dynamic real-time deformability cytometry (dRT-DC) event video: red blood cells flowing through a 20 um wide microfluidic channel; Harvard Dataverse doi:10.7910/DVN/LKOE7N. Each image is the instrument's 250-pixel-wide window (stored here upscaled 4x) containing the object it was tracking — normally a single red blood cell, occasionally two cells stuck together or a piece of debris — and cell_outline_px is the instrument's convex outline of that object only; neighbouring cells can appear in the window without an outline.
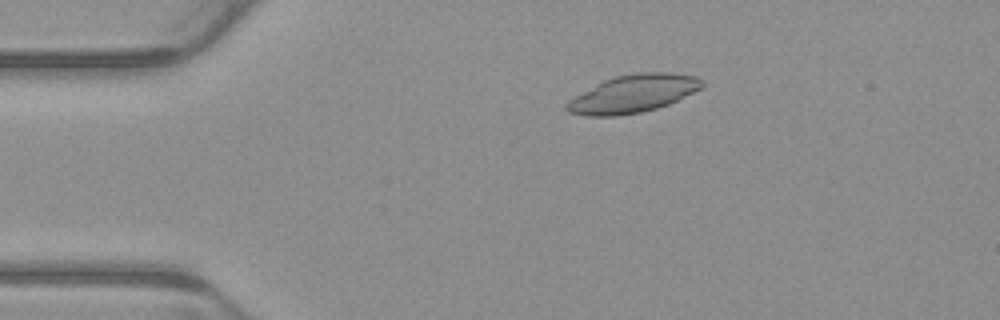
{"species": "common noctule bat (a hibernating species)", "species_latin": "Nyctalus noctula", "temperature_condition": "warm", "stored_images_in_passage": 3, "camera_frame_rate_fps": 3000, "um_per_image_px": 0.085, "animal": {"sex": "male", "body_mass_g": 23.1, "forearm_length_mm": 52.7}, "frame": {"image": 1, "passage_image": 1, "time_ms": 0.0, "image_size_px": [1000, 320], "cell_outline_px": [[704, 84], [700, 88], [668, 104], [656, 108], [640, 112], [616, 116], [588, 116], [568, 112], [564, 108], [564, 104], [568, 100], [596, 84], [604, 80], [616, 76], [636, 72], [668, 72], [696, 76], [704, 80]], "centroid_in_image_um": [53.78, 7.96], "position_along_channel_um": 31.2, "area_um2": 29.59}}